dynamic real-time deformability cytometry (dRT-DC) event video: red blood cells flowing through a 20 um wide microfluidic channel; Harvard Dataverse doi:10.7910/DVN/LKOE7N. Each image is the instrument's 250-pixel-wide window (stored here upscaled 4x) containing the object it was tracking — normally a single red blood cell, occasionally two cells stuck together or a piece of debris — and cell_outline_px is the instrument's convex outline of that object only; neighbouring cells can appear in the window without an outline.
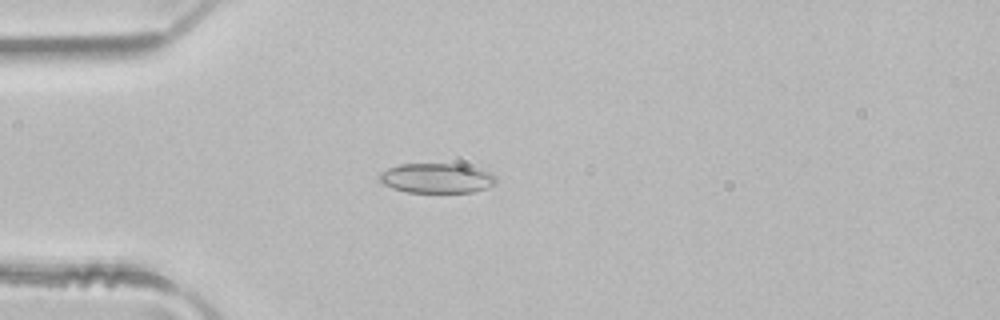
{"species": "common noctule bat (a hibernating species)", "species_latin": "Nyctalus noctula", "temperature_condition": "room temperature", "stored_images_in_passage": 48, "camera_frame_rate_fps": 3000, "um_per_image_px": 0.085, "animal": {"sex": "male", "body_mass_g": 21.5, "forearm_length_mm": 52.0}, "frame": {"image": 1, "passage_image": 12, "time_ms": 3.667, "image_size_px": [1000, 320], "cell_outline_px": [[496, 180], [492, 184], [484, 188], [472, 192], [408, 192], [392, 188], [384, 184], [380, 180], [380, 172], [388, 168], [400, 164], [464, 164], [492, 172], [496, 176]], "centroid_in_image_um": [37.13, 15.13], "position_along_channel_um": 47.9, "area_um2": 20.17}}
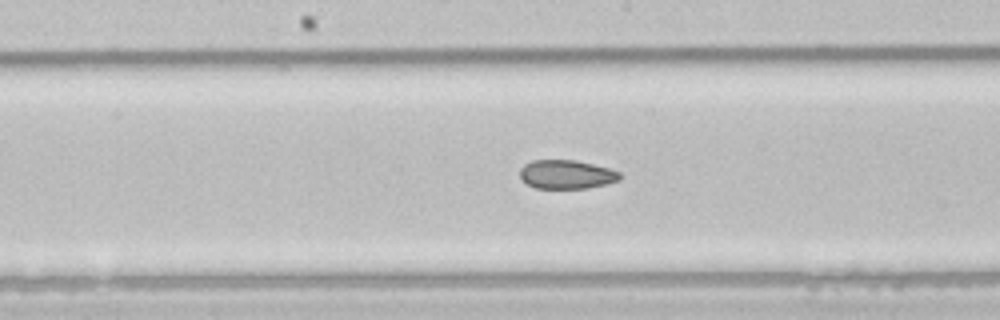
{"frame": {"image": 2, "passage_image": 24, "time_ms": 7.667, "image_size_px": [1000, 320], "cell_outline_px": [[620, 180], [588, 188], [536, 188], [520, 180], [520, 168], [524, 164], [532, 160], [576, 160], [608, 168], [620, 172]], "centroid_in_image_um": [48.11, 14.82], "position_along_channel_um": 200.1, "area_um2": 16.76}}
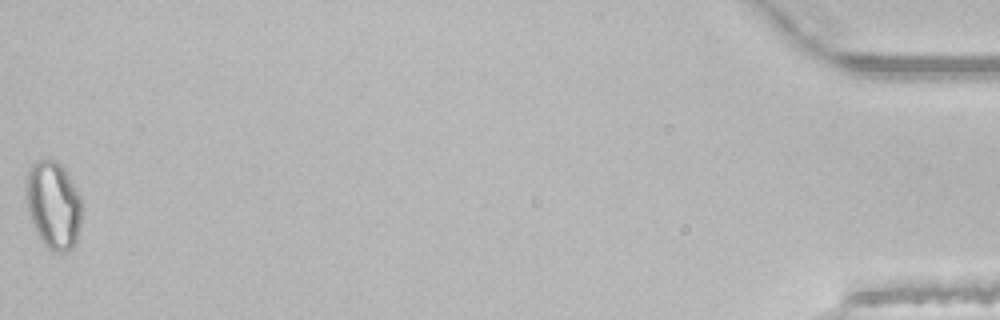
{"frame": {"image": 3, "passage_image": 48, "time_ms": 15.667, "image_size_px": [1000, 320], "cell_outline_px": [[80, 224], [76, 240], [72, 248], [64, 252], [52, 252], [40, 240], [36, 232], [28, 208], [24, 184], [28, 168], [36, 160], [56, 160], [60, 164], [68, 176], [80, 196]], "centroid_in_image_um": [4.5, 17.42], "position_along_channel_um": 430.7, "area_um2": 28.26}, "authors_computed_cell_mechanics": {"area_um2": 20.1722, "velocity_mm_per_s": 4.1364, "shape_relaxation_time_tau1_ms": null, "shape_relaxation_time_tau2_ms": 3.02, "deformation_change_tau1": null, "deformation_change_tau2": 0.0679}}